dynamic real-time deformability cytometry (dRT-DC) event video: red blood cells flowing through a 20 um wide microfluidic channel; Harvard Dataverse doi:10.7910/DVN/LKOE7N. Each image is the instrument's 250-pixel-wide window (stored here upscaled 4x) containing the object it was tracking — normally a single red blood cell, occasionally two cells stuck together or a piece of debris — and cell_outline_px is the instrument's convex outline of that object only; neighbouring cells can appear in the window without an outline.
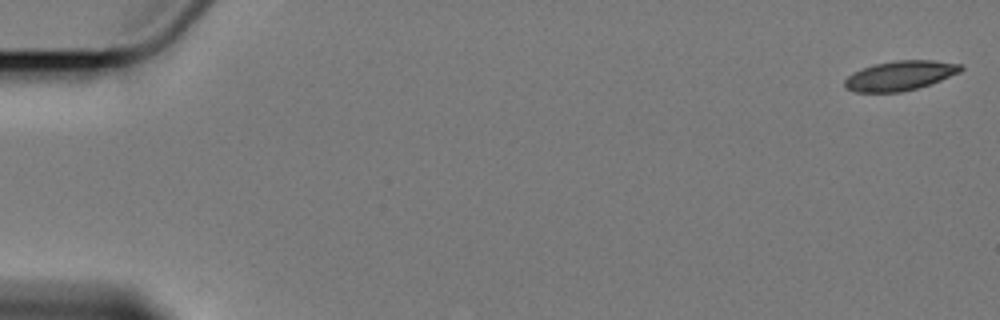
{"species": "Egyptian fruit bat (a non-hibernating species)", "species_latin": "Rousettus aegyptiacus", "temperature_condition": "cold", "stored_images_in_passage": 6, "camera_frame_rate_fps": 3000, "um_per_image_px": 0.085, "animal": {"sex": "female"}, "frame": {"image": 1, "passage_image": 1, "time_ms": 0.0, "image_size_px": [1000, 320], "cell_outline_px": [[964, 68], [960, 72], [940, 80], [916, 88], [900, 92], [856, 92], [844, 88], [844, 80], [852, 72], [872, 64], [896, 60], [932, 60], [964, 64]], "centroid_in_image_um": [76.48, 6.41], "position_along_channel_um": 8.5, "area_um2": 20.11}}
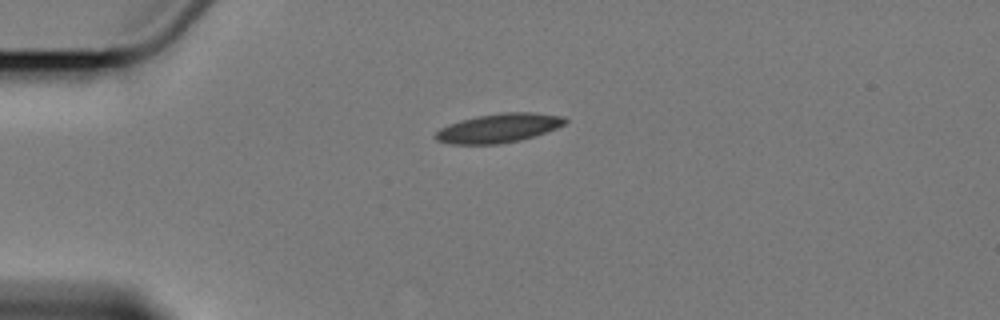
{"frame": {"image": 2, "passage_image": 5, "time_ms": 4.667, "image_size_px": [1000, 320], "cell_outline_px": [[568, 120], [564, 124], [556, 128], [520, 140], [496, 144], [452, 144], [436, 140], [432, 136], [440, 128], [448, 124], [460, 120], [476, 116], [500, 112], [532, 112], [564, 116]], "centroid_in_image_um": [42.35, 10.87], "position_along_channel_um": 42.7, "area_um2": 21.91}}